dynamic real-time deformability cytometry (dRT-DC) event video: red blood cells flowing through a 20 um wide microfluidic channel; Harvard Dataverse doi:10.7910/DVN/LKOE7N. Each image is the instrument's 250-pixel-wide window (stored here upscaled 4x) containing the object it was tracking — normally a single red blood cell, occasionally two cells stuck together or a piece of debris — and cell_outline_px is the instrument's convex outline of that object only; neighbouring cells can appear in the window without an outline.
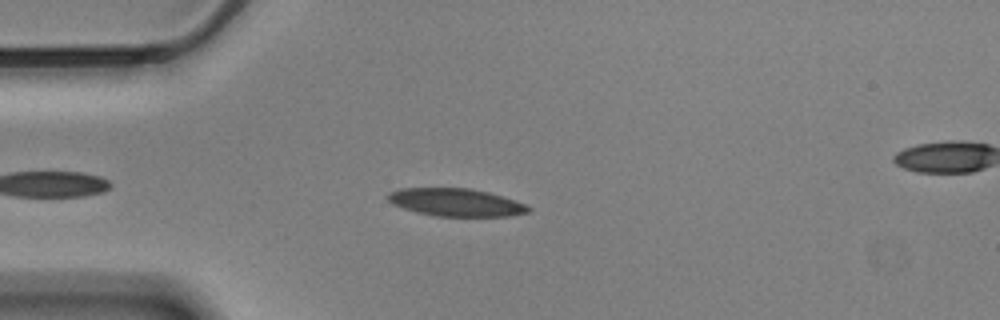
{"species": "Egyptian fruit bat (a non-hibernating species)", "species_latin": "Rousettus aegyptiacus", "temperature_condition": "cold", "stored_images_in_passage": 44, "camera_frame_rate_fps": 3000, "um_per_image_px": 0.085, "animal": {"sex": "male"}, "frame": {"image": 1, "passage_image": 5, "time_ms": 1.333, "image_size_px": [1000, 320], "cell_outline_px": [[532, 208], [528, 212], [508, 216], [432, 216], [416, 212], [392, 204], [384, 196], [388, 192], [400, 188], [468, 188], [488, 192], [528, 204]], "centroid_in_image_um": [38.72, 17.2], "position_along_channel_um": 46.3, "area_um2": 22.89}}
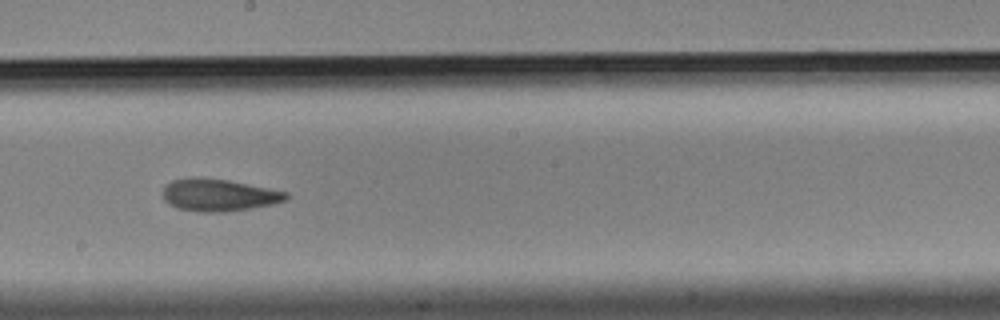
{"frame": {"image": 2, "passage_image": 22, "time_ms": 7.0, "image_size_px": [1000, 320], "cell_outline_px": [[288, 196], [284, 200], [272, 204], [252, 208], [224, 212], [204, 212], [176, 208], [168, 204], [164, 200], [164, 188], [172, 180], [228, 180], [288, 192]], "centroid_in_image_um": [18.63, 16.62], "position_along_channel_um": 229.6, "area_um2": 22.25}}
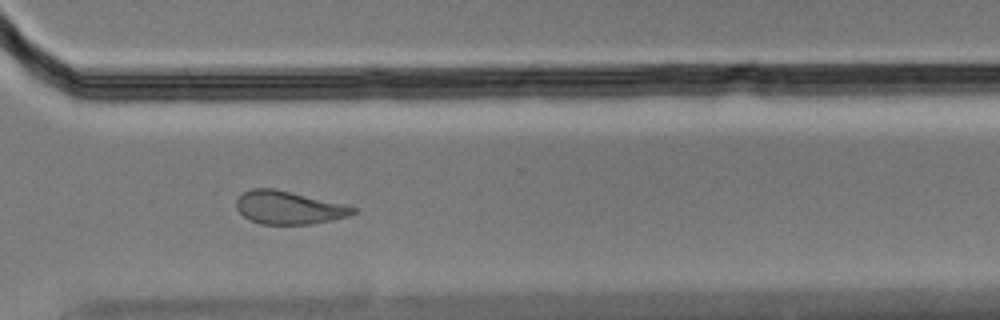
{"frame": {"image": 3, "passage_image": 32, "time_ms": 10.333, "image_size_px": [1000, 320], "cell_outline_px": [[356, 212], [348, 216], [332, 220], [312, 224], [260, 224], [248, 220], [236, 208], [236, 200], [244, 192], [252, 188], [272, 188], [348, 204], [356, 208]], "centroid_in_image_um": [24.56, 17.65], "position_along_channel_um": 346.0, "area_um2": 22.6}, "authors_computed_cell_mechanics": {"area_um2": 23.12, "velocity_mm_per_s": 3.501, "shape_relaxation_time_tau1_ms": 7.3962, "shape_relaxation_time_tau2_ms": 4.1225, "deformation_change_tau1": 0.1608, "deformation_change_tau2": 0.1123}}